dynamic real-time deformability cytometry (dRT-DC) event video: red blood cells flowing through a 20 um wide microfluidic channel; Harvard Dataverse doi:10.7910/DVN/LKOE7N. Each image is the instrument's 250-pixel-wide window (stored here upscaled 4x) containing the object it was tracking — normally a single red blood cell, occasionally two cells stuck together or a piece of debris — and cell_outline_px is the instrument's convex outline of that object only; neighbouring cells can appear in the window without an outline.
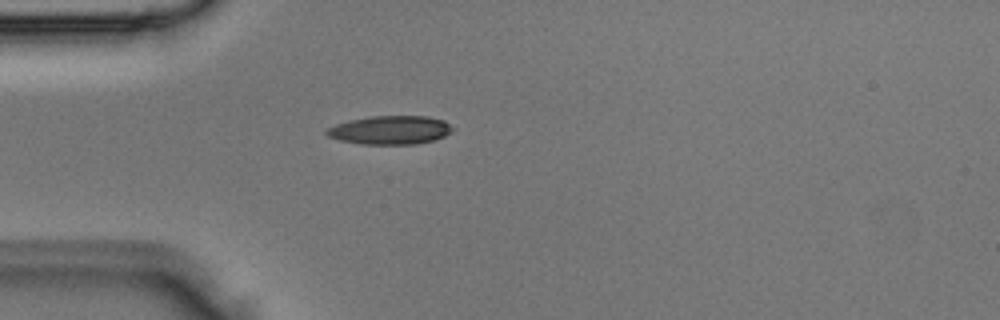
{"species": "Egyptian fruit bat (a non-hibernating species)", "species_latin": "Rousettus aegyptiacus", "temperature_condition": "room temperature", "stored_images_in_passage": 3, "camera_frame_rate_fps": 3000, "um_per_image_px": 0.085, "animal": {"sex": "male"}, "frame": {"image": 1, "passage_image": 3, "time_ms": 0.667, "image_size_px": [1000, 320], "cell_outline_px": [[456, 128], [452, 132], [444, 136], [432, 140], [416, 144], [360, 144], [340, 140], [328, 136], [324, 132], [328, 128], [336, 124], [348, 120], [372, 116], [428, 116], [444, 120]], "centroid_in_image_um": [33.19, 11.05], "position_along_channel_um": 51.8, "area_um2": 21.1}}